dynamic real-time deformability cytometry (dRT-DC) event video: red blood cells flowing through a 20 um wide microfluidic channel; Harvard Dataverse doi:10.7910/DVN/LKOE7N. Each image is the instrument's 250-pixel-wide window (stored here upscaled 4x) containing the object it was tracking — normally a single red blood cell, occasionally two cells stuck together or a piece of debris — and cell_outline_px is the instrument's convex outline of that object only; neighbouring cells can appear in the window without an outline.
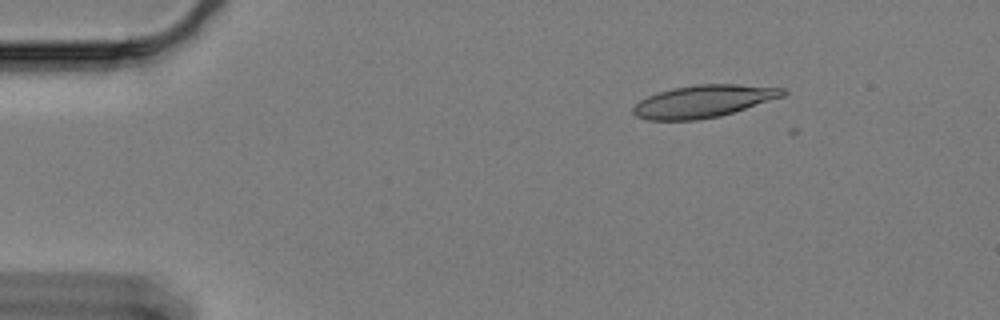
{"species": "Egyptian fruit bat (a non-hibernating species)", "species_latin": "Rousettus aegyptiacus", "temperature_condition": "cold", "stored_images_in_passage": 3, "camera_frame_rate_fps": 3000, "um_per_image_px": 0.085, "animal": {"sex": "female"}, "frame": {"image": 1, "passage_image": 2, "time_ms": 0.333, "image_size_px": [1000, 320], "cell_outline_px": [[788, 92], [784, 96], [720, 116], [696, 120], [648, 120], [636, 116], [632, 112], [632, 108], [640, 100], [648, 96], [672, 88], [696, 84], [736, 84], [788, 88]], "centroid_in_image_um": [59.82, 8.6], "position_along_channel_um": 25.2, "area_um2": 28.21}}